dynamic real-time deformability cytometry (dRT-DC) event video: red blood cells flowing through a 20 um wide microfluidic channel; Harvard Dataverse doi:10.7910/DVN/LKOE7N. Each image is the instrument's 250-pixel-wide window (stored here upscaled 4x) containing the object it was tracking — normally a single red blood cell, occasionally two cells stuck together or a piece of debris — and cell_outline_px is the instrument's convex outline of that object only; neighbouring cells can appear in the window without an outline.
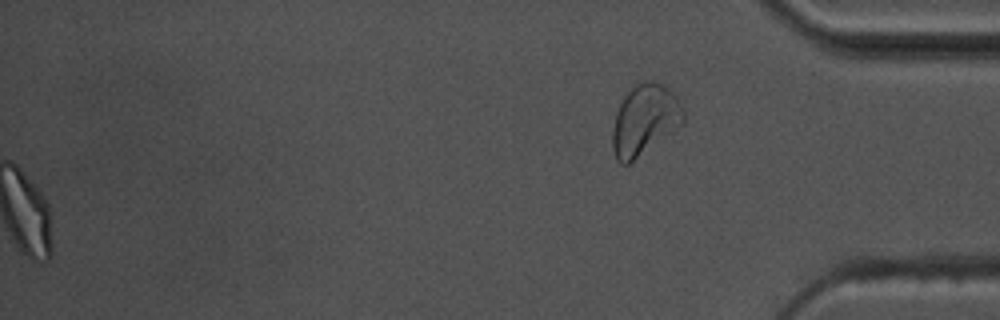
{"species": "common noctule bat (a hibernating species)", "species_latin": "Nyctalus noctula", "temperature_condition": "warm", "stored_images_in_passage": 58, "segment_of_instrument_passage": [2, 2], "camera_frame_rate_fps": 3000, "um_per_image_px": 0.085, "animal": {"sex": "male", "body_mass_g": 17.5, "forearm_length_mm": 52.3}, "frame": {"image": 1, "passage_image": 58, "time_ms": 19.0, "image_size_px": [1000, 320], "cell_outline_px": [[684, 124], [628, 164], [620, 164], [616, 160], [612, 148], [612, 128], [616, 112], [624, 96], [632, 84], [640, 80], [652, 80], [664, 84], [676, 96], [684, 108]], "centroid_in_image_um": [54.8, 10.15], "position_along_channel_um": 380.4, "area_um2": 29.71}}